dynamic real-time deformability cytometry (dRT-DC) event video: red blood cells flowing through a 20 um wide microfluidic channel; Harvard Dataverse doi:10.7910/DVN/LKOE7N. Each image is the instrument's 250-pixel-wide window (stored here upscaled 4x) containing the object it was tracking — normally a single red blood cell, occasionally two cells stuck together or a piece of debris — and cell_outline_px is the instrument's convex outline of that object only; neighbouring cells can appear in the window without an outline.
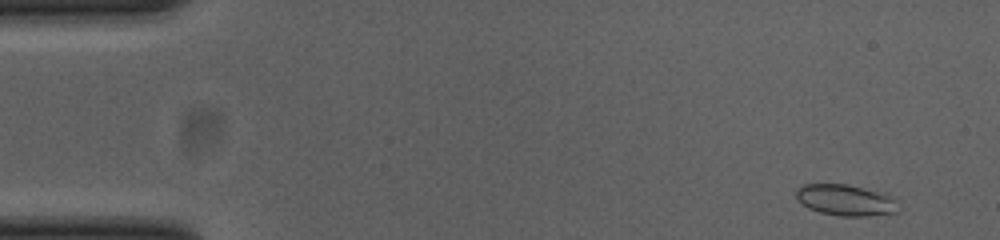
{"species": "common noctule bat (a hibernating species)", "species_latin": "Nyctalus noctula", "temperature_condition": "cold", "stored_images_in_passage": 51, "camera_frame_rate_fps": 3000, "um_per_image_px": 0.085, "animal": {"sex": "female", "body_mass_g": 23.0, "forearm_length_mm": 53.4}, "frame": {"image": 1, "passage_image": 2, "time_ms": 0.333, "image_size_px": [1000, 240], "cell_outline_px": [[904, 208], [900, 212], [868, 216], [840, 216], [820, 212], [808, 208], [796, 196], [796, 188], [800, 184], [848, 184], [888, 192], [896, 196]], "centroid_in_image_um": [72.06, 17.0], "position_along_channel_um": 12.9, "area_um2": 19.48}}
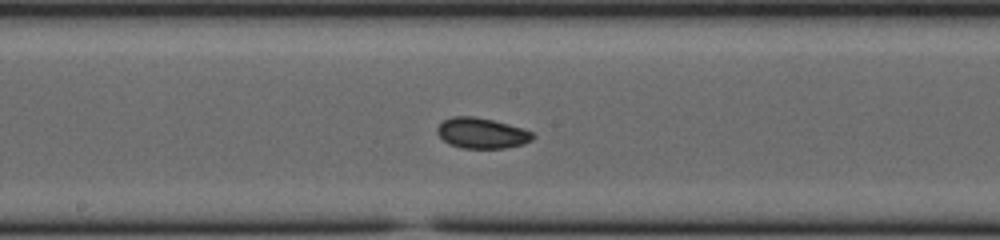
{"frame": {"image": 2, "passage_image": 26, "time_ms": 8.333, "image_size_px": [1000, 240], "cell_outline_px": [[536, 136], [532, 140], [524, 144], [504, 148], [464, 148], [448, 144], [436, 132], [436, 128], [444, 120], [452, 116], [472, 116], [492, 120], [508, 124], [532, 132]], "centroid_in_image_um": [40.94, 11.32], "position_along_channel_um": 207.3, "area_um2": 16.94}}
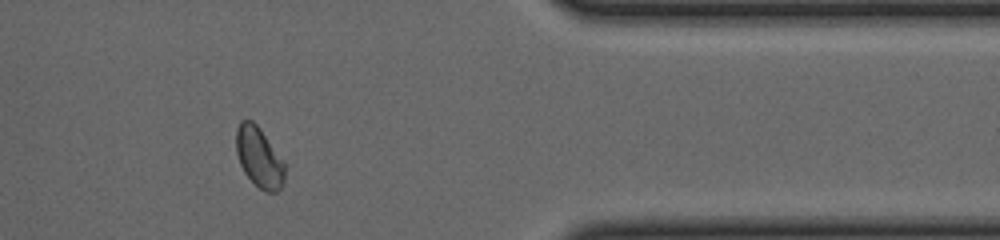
{"frame": {"image": 3, "passage_image": 42, "time_ms": 13.667, "image_size_px": [1000, 240], "cell_outline_px": [[284, 180], [280, 188], [276, 192], [264, 192], [244, 172], [240, 164], [236, 152], [236, 128], [240, 120], [252, 120], [260, 128], [284, 160]], "centroid_in_image_um": [22.02, 13.35], "position_along_channel_um": 389.4, "area_um2": 17.05}, "authors_computed_cell_mechanics": {"area_um2": 17.1088, "velocity_mm_per_s": 3.8403, "shape_relaxation_time_tau1_ms": null, "shape_relaxation_time_tau2_ms": 4.976, "deformation_change_tau1": null, "deformation_change_tau2": 0.0531}}